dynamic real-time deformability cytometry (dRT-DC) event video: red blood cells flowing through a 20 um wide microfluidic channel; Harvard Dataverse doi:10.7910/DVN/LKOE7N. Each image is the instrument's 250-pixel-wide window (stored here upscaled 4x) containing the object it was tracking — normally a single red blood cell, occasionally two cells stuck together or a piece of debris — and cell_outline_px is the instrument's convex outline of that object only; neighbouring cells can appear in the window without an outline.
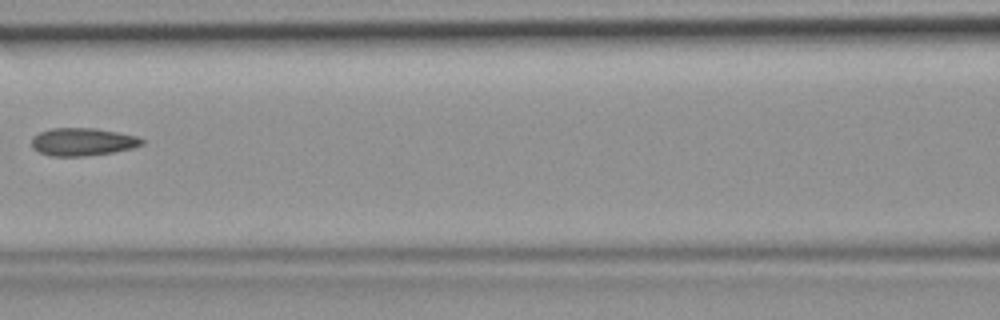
{"species": "common noctule bat (a hibernating species)", "species_latin": "Nyctalus noctula", "temperature_condition": "room temperature", "stored_images_in_passage": 6, "camera_frame_rate_fps": 3000, "um_per_image_px": 0.085, "animal": {"sex": "female", "body_mass_g": 19.9}, "frame": {"image": 1, "passage_image": 6, "time_ms": 1.667, "image_size_px": [1000, 320], "cell_outline_px": [[144, 144], [132, 148], [112, 152], [84, 156], [52, 156], [40, 152], [32, 148], [32, 136], [40, 132], [52, 128], [96, 128], [136, 136], [144, 140]], "centroid_in_image_um": [7.01, 12.05], "position_along_channel_um": 159.6, "area_um2": 17.74}}